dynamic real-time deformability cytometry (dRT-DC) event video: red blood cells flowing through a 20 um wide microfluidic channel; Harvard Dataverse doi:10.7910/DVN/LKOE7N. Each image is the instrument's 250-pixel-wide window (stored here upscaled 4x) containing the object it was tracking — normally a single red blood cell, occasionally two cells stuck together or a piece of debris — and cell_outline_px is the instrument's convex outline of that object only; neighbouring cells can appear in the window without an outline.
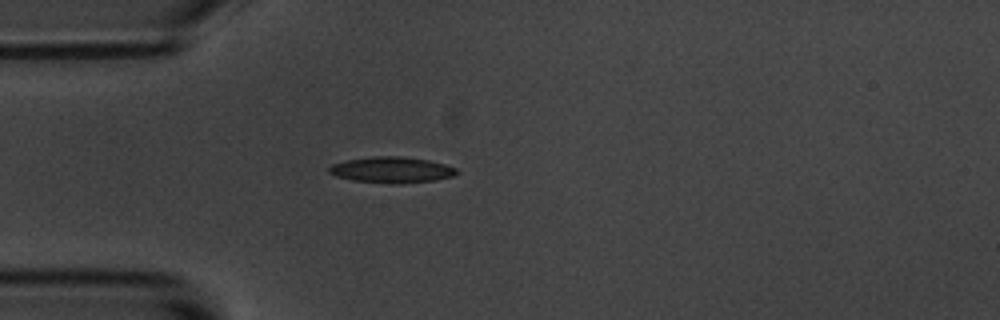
{"species": "common noctule bat (a hibernating species)", "species_latin": "Nyctalus noctula", "temperature_condition": "room temperature", "stored_images_in_passage": 41, "camera_frame_rate_fps": 3000, "um_per_image_px": 0.085, "animal": {"sex": "male", "body_mass_g": 20.1, "forearm_length_mm": 53.5}, "frame": {"image": 1, "passage_image": 1, "time_ms": 0.0, "image_size_px": [1000, 320], "cell_outline_px": [[456, 172], [452, 176], [436, 180], [400, 184], [392, 184], [352, 180], [336, 176], [328, 172], [328, 168], [332, 164], [344, 160], [372, 156], [400, 156], [428, 160], [444, 164], [456, 168]], "centroid_in_image_um": [33.24, 14.44], "position_along_channel_um": 51.8, "area_um2": 19.36}}
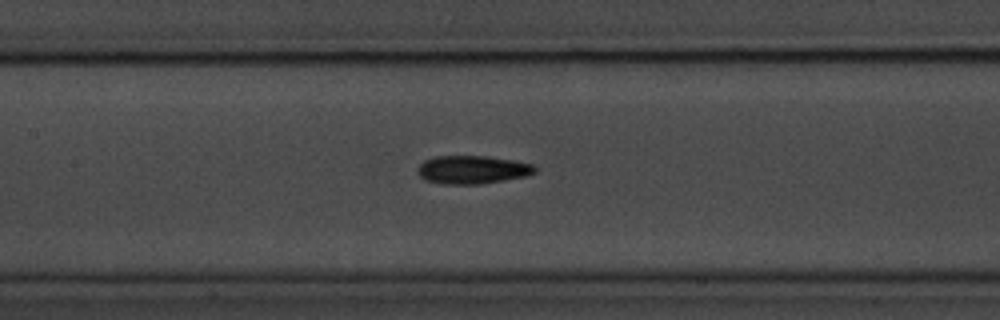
{"frame": {"image": 2, "passage_image": 11, "time_ms": 3.333, "image_size_px": [1000, 320], "cell_outline_px": [[536, 172], [528, 176], [480, 184], [444, 184], [424, 180], [416, 172], [420, 164], [424, 160], [436, 156], [484, 156], [512, 160], [532, 164], [536, 168]], "centroid_in_image_um": [40.14, 14.43], "position_along_channel_um": 167.3, "area_um2": 19.31}}
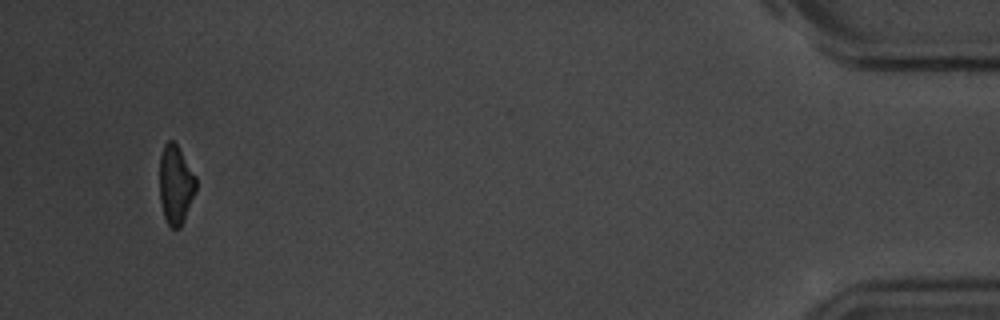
{"frame": {"image": 3, "passage_image": 38, "time_ms": 12.333, "image_size_px": [1000, 320], "cell_outline_px": [[196, 192], [184, 220], [180, 228], [172, 228], [168, 224], [164, 216], [160, 200], [160, 156], [164, 144], [168, 140], [172, 140], [176, 144], [196, 176]], "centroid_in_image_um": [14.94, 15.7], "position_along_channel_um": 420.3, "area_um2": 16.7}, "authors_computed_cell_mechanics": {"area_um2": 18.207, "velocity_mm_per_s": 3.6777, "shape_relaxation_time_tau1_ms": 3.4148, "shape_relaxation_time_tau2_ms": 2.9457, "deformation_change_tau1": 0.1338, "deformation_change_tau2": 0.0961}}